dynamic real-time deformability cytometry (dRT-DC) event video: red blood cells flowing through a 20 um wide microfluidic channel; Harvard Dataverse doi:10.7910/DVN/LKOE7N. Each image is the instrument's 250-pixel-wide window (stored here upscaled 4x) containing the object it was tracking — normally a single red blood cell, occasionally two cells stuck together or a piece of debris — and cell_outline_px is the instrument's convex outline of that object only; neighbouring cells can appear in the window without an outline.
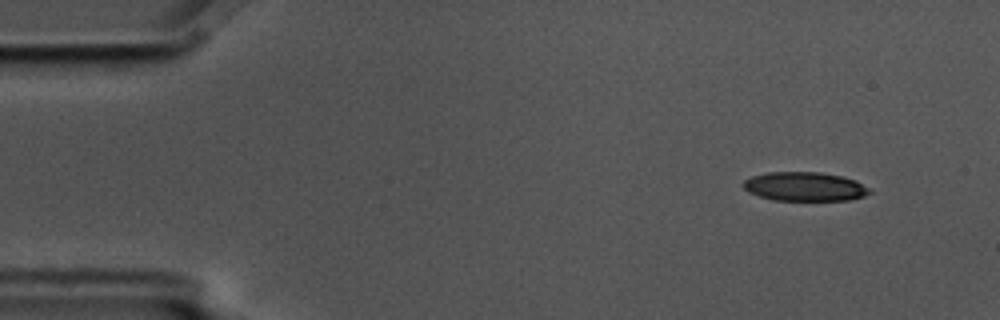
{"species": "common noctule bat (a hibernating species)", "species_latin": "Nyctalus noctula", "temperature_condition": "cold", "stored_images_in_passage": 5, "segment_of_instrument_passage": [1, 2], "camera_frame_rate_fps": 3000, "um_per_image_px": 0.085, "animal": {"sex": "male", "body_mass_g": 17.5, "forearm_length_mm": 52.3}, "frame": {"image": 1, "passage_image": 1, "time_ms": 0.0, "image_size_px": [1000, 320], "cell_outline_px": [[872, 192], [864, 196], [848, 200], [772, 200], [748, 192], [740, 184], [744, 180], [752, 176], [768, 172], [820, 172], [844, 176], [856, 180], [868, 188]], "centroid_in_image_um": [68.38, 15.85], "position_along_channel_um": 16.6, "area_um2": 21.44}}